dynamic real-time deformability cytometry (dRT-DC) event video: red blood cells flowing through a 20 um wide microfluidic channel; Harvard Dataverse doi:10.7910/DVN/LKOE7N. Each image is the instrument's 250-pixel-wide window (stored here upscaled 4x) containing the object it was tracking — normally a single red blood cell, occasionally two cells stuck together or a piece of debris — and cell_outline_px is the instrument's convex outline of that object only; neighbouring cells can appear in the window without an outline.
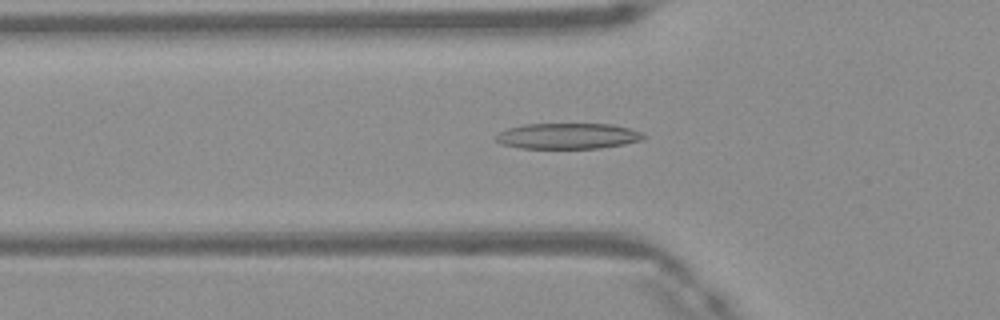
{"species": "Egyptian fruit bat (a non-hibernating species)", "species_latin": "Rousettus aegyptiacus", "temperature_condition": "warm", "stored_images_in_passage": 38, "camera_frame_rate_fps": 3000, "um_per_image_px": 0.085, "frame": {"image": 1, "passage_image": 10, "time_ms": 3.0, "image_size_px": [1000, 320], "cell_outline_px": [[648, 136], [640, 140], [624, 144], [600, 148], [520, 148], [500, 144], [496, 140], [496, 136], [500, 132], [508, 128], [524, 124], [612, 124], [628, 128], [640, 132]], "centroid_in_image_um": [48.25, 11.56], "position_along_channel_um": 77.5, "area_um2": 22.08}}
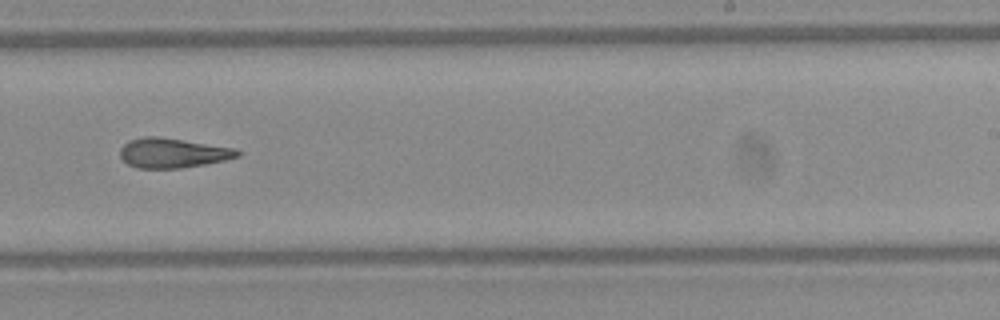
{"frame": {"image": 2, "passage_image": 24, "time_ms": 7.667, "image_size_px": [1000, 320], "cell_outline_px": [[240, 156], [224, 160], [204, 164], [180, 168], [136, 168], [128, 164], [120, 156], [120, 148], [128, 140], [144, 136], [156, 136], [184, 140], [236, 148], [240, 152]], "centroid_in_image_um": [14.66, 12.99], "position_along_channel_um": 274.3, "area_um2": 20.29}}
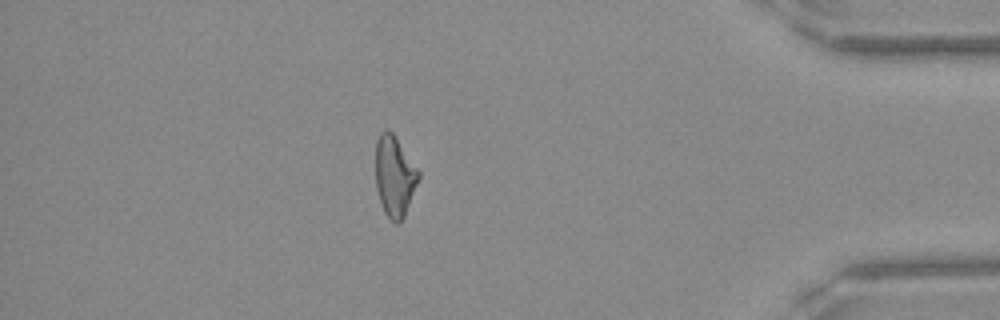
{"frame": {"image": 3, "passage_image": 36, "time_ms": 11.667, "image_size_px": [1000, 320], "cell_outline_px": [[420, 176], [404, 216], [400, 224], [396, 224], [384, 212], [376, 188], [376, 140], [380, 132], [384, 128], [388, 128], [392, 132], [420, 172]], "centroid_in_image_um": [33.52, 14.95], "position_along_channel_um": 401.7, "area_um2": 20.06}}